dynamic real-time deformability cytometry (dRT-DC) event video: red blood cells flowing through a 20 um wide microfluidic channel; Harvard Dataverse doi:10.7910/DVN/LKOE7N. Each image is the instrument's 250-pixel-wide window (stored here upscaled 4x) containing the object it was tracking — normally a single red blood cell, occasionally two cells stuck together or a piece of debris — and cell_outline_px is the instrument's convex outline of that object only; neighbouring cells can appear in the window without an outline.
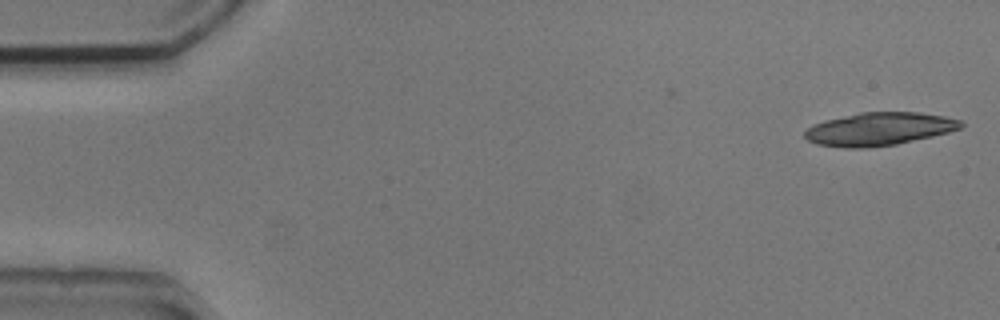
{"species": "common noctule bat (a hibernating species)", "species_latin": "Nyctalus noctula", "temperature_condition": "cold", "stored_images_in_passage": 2, "camera_frame_rate_fps": 3000, "um_per_image_px": 0.085, "animal": {"sex": "male", "body_mass_g": 20.5, "forearm_length_mm": 52.5}, "frame": {"image": 1, "passage_image": 2, "time_ms": 0.333, "image_size_px": [1000, 320], "cell_outline_px": [[964, 124], [960, 128], [948, 132], [932, 136], [896, 144], [868, 148], [844, 148], [816, 144], [808, 140], [804, 136], [804, 132], [812, 124], [824, 120], [860, 112], [916, 112], [944, 116], [960, 120]], "centroid_in_image_um": [74.68, 10.97], "position_along_channel_um": 10.3, "area_um2": 30.06}}